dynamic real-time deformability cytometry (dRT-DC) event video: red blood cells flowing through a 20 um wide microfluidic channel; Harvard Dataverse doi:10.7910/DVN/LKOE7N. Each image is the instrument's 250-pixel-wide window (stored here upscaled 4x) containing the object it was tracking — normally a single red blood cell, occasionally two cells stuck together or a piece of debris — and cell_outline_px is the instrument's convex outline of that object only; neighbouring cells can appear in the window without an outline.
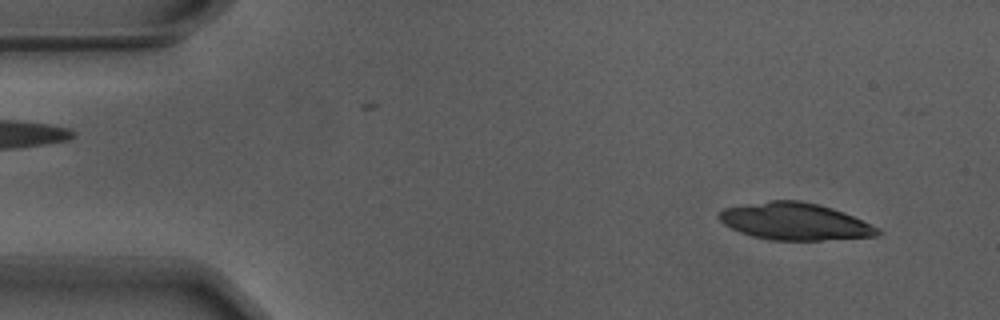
{"species": "Egyptian fruit bat (a non-hibernating species)", "species_latin": "Rousettus aegyptiacus", "temperature_condition": "warm", "stored_images_in_passage": 18, "camera_frame_rate_fps": 3000, "um_per_image_px": 0.085, "animal": {"sex": "male"}, "frame": {"image": 1, "passage_image": 4, "time_ms": 1.0, "image_size_px": [1000, 320], "cell_outline_px": [[880, 232], [876, 236], [820, 240], [772, 240], [752, 236], [740, 232], [724, 224], [720, 220], [720, 212], [724, 208], [772, 200], [800, 200], [832, 208], [844, 212], [880, 228]], "centroid_in_image_um": [67.58, 18.82], "position_along_channel_um": 17.4, "area_um2": 33.87}}